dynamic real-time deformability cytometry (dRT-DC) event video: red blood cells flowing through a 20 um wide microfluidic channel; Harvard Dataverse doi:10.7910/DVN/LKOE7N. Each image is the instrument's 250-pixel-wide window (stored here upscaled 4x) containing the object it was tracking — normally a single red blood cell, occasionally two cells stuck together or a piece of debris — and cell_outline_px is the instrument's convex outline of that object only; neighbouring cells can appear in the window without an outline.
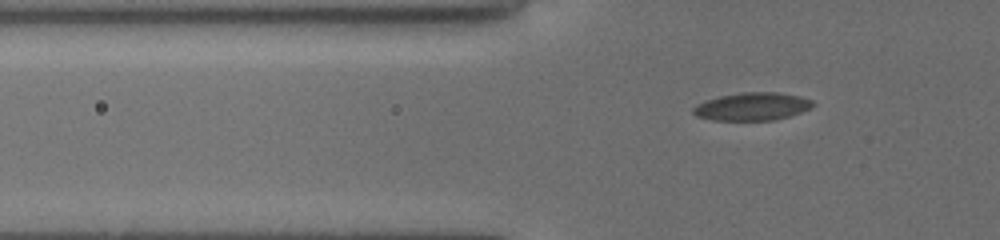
{"species": "common noctule bat (a hibernating species)", "species_latin": "Nyctalus noctula", "temperature_condition": "cold", "stored_images_in_passage": 37, "camera_frame_rate_fps": 3000, "um_per_image_px": 0.085, "animal": {"sex": "female", "body_mass_g": 19.5, "forearm_length_mm": 54.1}, "frame": {"image": 1, "passage_image": 3, "time_ms": 0.667, "image_size_px": [1000, 240], "cell_outline_px": [[816, 104], [812, 108], [788, 116], [772, 120], [712, 120], [696, 116], [692, 112], [692, 108], [696, 104], [704, 100], [720, 96], [744, 92], [776, 92], [800, 96], [812, 100]], "centroid_in_image_um": [63.92, 9.05], "position_along_channel_um": 61.9, "area_um2": 19.48}}
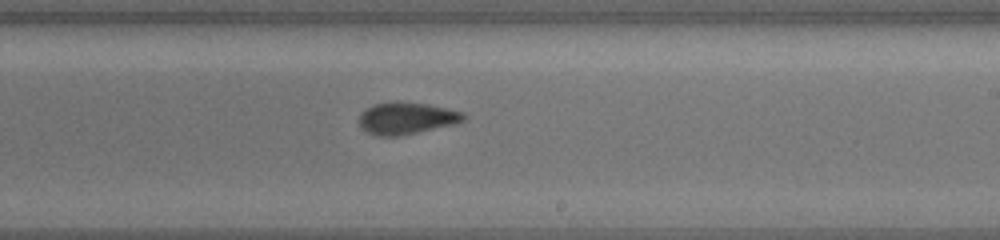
{"frame": {"image": 2, "passage_image": 19, "time_ms": 6.0, "image_size_px": [1000, 240], "cell_outline_px": [[468, 116], [464, 120], [456, 124], [400, 136], [376, 136], [360, 128], [360, 112], [372, 104], [392, 100], [428, 104], [464, 112]], "centroid_in_image_um": [34.55, 10.04], "position_along_channel_um": 254.4, "area_um2": 19.88}}
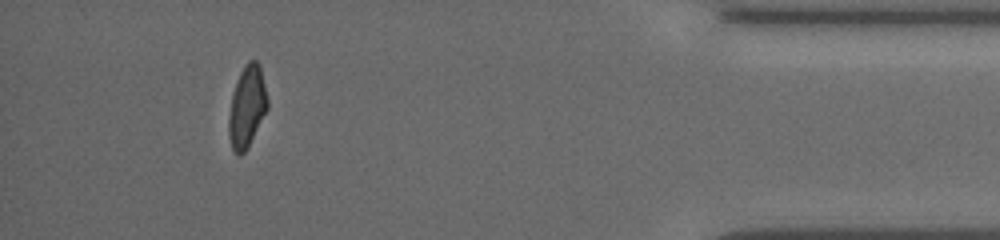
{"frame": {"image": 3, "passage_image": 35, "time_ms": 11.333, "image_size_px": [1000, 240], "cell_outline_px": [[268, 108], [244, 152], [240, 156], [232, 148], [228, 136], [228, 120], [232, 92], [236, 80], [244, 64], [248, 60], [256, 60], [260, 64], [268, 100]], "centroid_in_image_um": [20.98, 9.01], "position_along_channel_um": 414.2, "area_um2": 18.38}}